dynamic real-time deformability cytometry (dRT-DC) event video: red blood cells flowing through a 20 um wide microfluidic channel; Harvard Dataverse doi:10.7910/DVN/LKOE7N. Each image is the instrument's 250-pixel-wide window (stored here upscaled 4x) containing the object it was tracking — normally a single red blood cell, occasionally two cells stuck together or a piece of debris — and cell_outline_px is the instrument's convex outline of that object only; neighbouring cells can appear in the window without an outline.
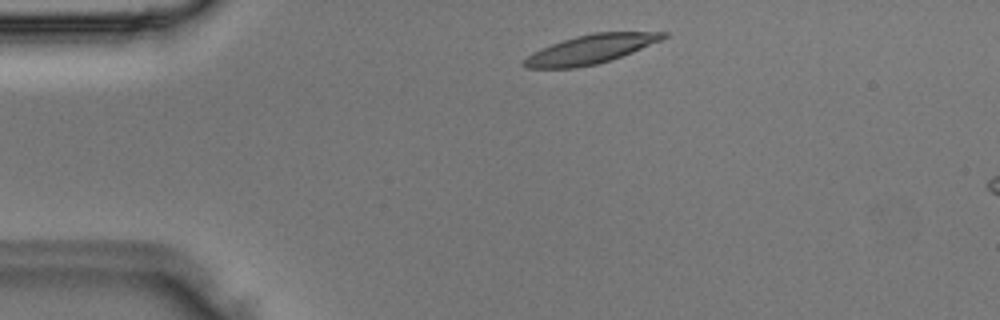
{"species": "Egyptian fruit bat (a non-hibernating species)", "species_latin": "Rousettus aegyptiacus", "temperature_condition": "room temperature", "stored_images_in_passage": 1, "camera_frame_rate_fps": 3000, "um_per_image_px": 0.085, "animal": {"sex": "male"}, "frame": {"image": 1, "passage_image": 1, "time_ms": 0.0, "image_size_px": [1000, 320], "cell_outline_px": [[668, 36], [660, 40], [632, 52], [612, 60], [596, 64], [576, 68], [528, 68], [520, 64], [528, 56], [552, 44], [576, 36], [592, 32], [668, 32]], "centroid_in_image_um": [50.22, 4.19], "position_along_channel_um": 34.8, "area_um2": 23.12}}